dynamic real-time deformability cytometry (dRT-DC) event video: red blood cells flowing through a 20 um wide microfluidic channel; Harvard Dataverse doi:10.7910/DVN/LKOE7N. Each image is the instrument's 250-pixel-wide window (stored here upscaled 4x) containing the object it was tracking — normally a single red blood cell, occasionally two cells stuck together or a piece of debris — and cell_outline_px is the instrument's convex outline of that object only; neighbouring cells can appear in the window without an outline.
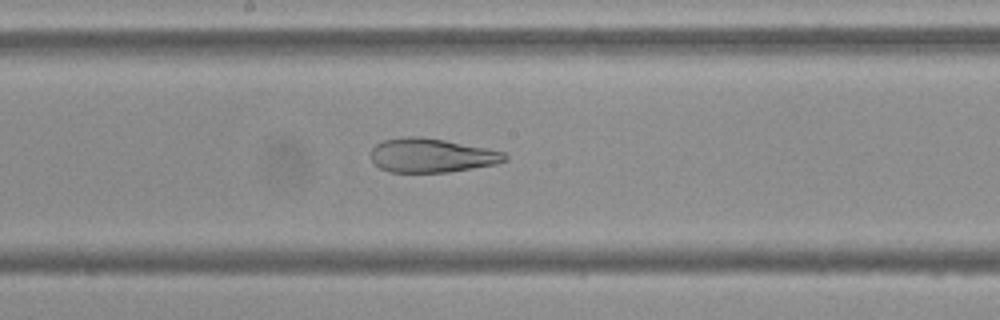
{"species": "Egyptian fruit bat (a non-hibernating species)", "species_latin": "Rousettus aegyptiacus", "temperature_condition": "cold", "stored_images_in_passage": 52, "camera_frame_rate_fps": 3000, "um_per_image_px": 0.085, "frame": {"image": 1, "passage_image": 26, "time_ms": 8.333, "image_size_px": [1000, 320], "cell_outline_px": [[508, 160], [496, 164], [448, 172], [388, 172], [380, 168], [372, 160], [372, 148], [376, 144], [384, 140], [404, 136], [420, 136], [444, 140], [488, 148], [504, 152], [508, 156]], "centroid_in_image_um": [36.7, 13.2], "position_along_channel_um": 211.5, "area_um2": 26.59}}
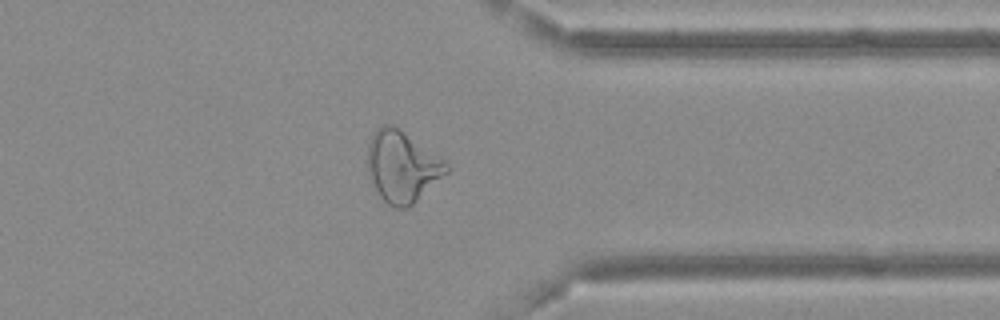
{"frame": {"image": 2, "passage_image": 40, "time_ms": 13.0, "image_size_px": [1000, 320], "cell_outline_px": [[452, 168], [448, 172], [408, 208], [396, 208], [388, 204], [380, 196], [368, 176], [368, 144], [376, 128], [384, 124], [392, 124], [448, 160]], "centroid_in_image_um": [34.22, 14.14], "position_along_channel_um": 377.2, "area_um2": 32.95}}
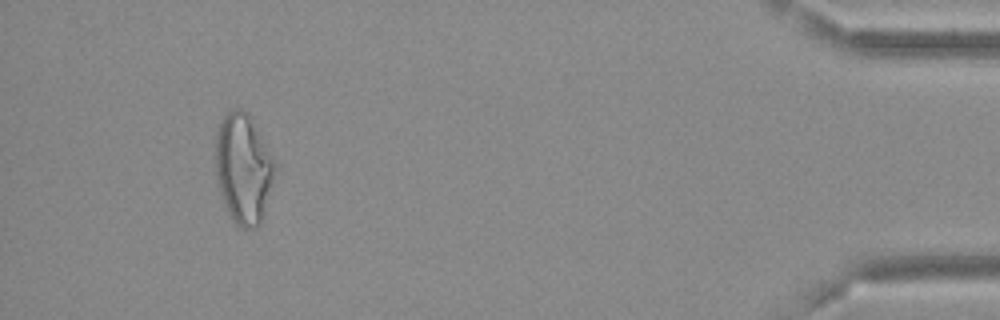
{"frame": {"image": 3, "passage_image": 48, "time_ms": 15.667, "image_size_px": [1000, 320], "cell_outline_px": [[276, 168], [264, 216], [260, 224], [256, 228], [240, 228], [232, 220], [224, 204], [220, 192], [216, 176], [216, 132], [224, 116], [232, 108], [240, 108], [248, 116], [264, 140], [276, 160]], "centroid_in_image_um": [20.7, 14.37], "position_along_channel_um": 414.5, "area_um2": 37.97}}